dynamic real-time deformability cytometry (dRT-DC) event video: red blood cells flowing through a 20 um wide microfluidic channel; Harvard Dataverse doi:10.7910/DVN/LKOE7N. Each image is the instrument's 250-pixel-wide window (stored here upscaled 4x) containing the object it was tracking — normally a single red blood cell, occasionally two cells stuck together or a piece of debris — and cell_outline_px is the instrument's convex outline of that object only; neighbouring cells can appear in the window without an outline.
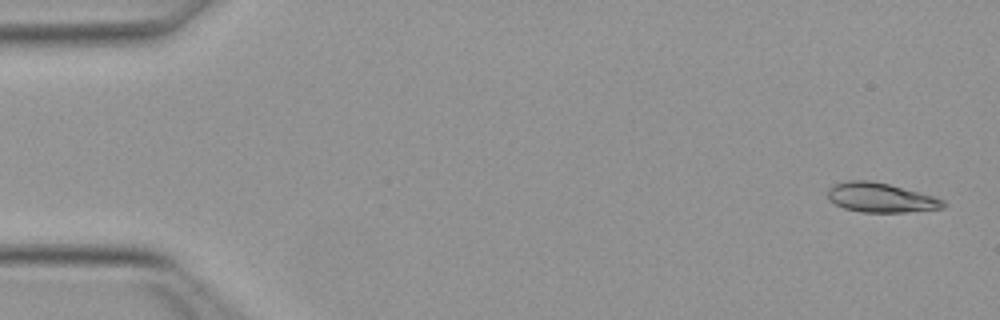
{"species": "Egyptian fruit bat (a non-hibernating species)", "species_latin": "Rousettus aegyptiacus", "temperature_condition": "warm", "stored_images_in_passage": 48, "camera_frame_rate_fps": 3000, "um_per_image_px": 0.085, "animal": {"sex": "female"}, "frame": {"image": 1, "passage_image": 2, "time_ms": 0.333, "image_size_px": [1000, 320], "cell_outline_px": [[948, 204], [944, 208], [904, 212], [860, 212], [844, 208], [828, 200], [828, 188], [832, 184], [848, 180], [868, 180], [888, 184], [932, 196], [944, 200]], "centroid_in_image_um": [74.83, 16.8], "position_along_channel_um": 10.2, "area_um2": 19.77}}
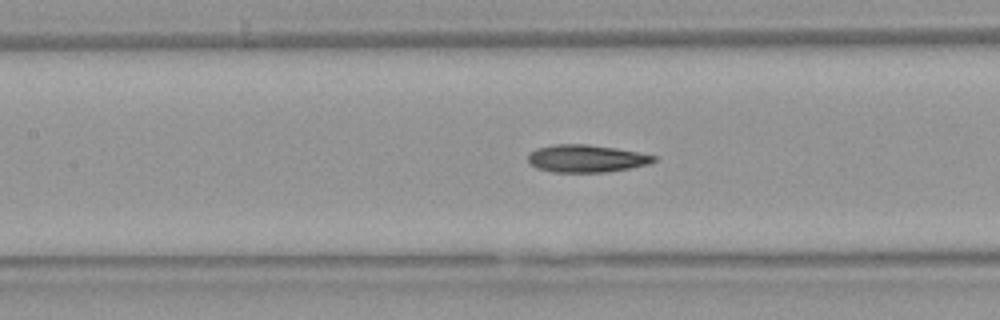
{"frame": {"image": 2, "passage_image": 23, "time_ms": 7.333, "image_size_px": [1000, 320], "cell_outline_px": [[656, 160], [648, 164], [608, 172], [552, 172], [536, 168], [528, 160], [528, 152], [536, 148], [556, 144], [588, 144], [616, 148], [656, 156]], "centroid_in_image_um": [49.79, 13.47], "position_along_channel_um": 157.6, "area_um2": 20.11}}
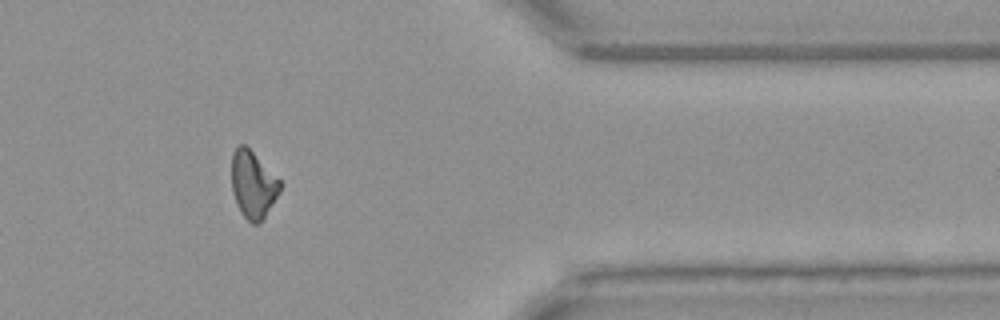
{"frame": {"image": 3, "passage_image": 42, "time_ms": 13.667, "image_size_px": [1000, 320], "cell_outline_px": [[280, 192], [260, 224], [252, 224], [244, 216], [236, 204], [232, 192], [232, 152], [240, 144], [244, 144], [280, 180]], "centroid_in_image_um": [21.49, 15.72], "position_along_channel_um": 389.9, "area_um2": 18.73}, "authors_computed_cell_mechanics": {"area_um2": 19.9121, "velocity_mm_per_s": 4.0152, "shape_relaxation_time_tau1_ms": null, "shape_relaxation_time_tau2_ms": 2.4342, "deformation_change_tau1": null, "deformation_change_tau2": 0.0896}}